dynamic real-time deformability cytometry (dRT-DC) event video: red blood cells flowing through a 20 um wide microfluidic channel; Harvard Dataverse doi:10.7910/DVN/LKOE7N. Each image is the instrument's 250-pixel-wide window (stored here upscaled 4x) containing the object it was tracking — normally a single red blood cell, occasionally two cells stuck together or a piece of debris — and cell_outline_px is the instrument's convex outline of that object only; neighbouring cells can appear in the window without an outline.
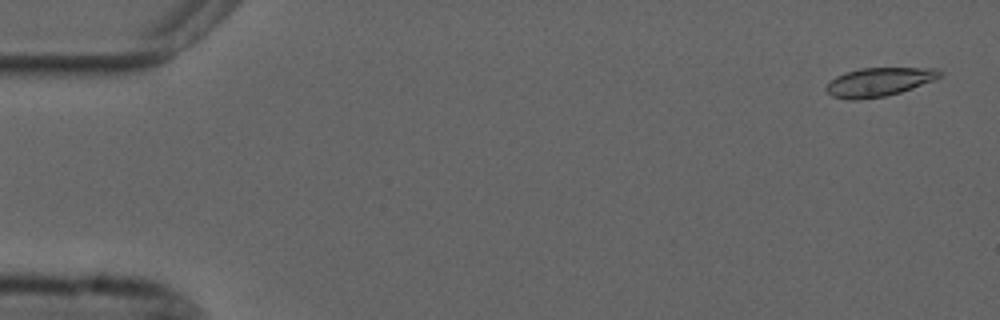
{"species": "common noctule bat (a hibernating species)", "species_latin": "Nyctalus noctula", "temperature_condition": "cold", "stored_images_in_passage": 12, "camera_frame_rate_fps": 3000, "um_per_image_px": 0.085, "animal": {"sex": "male", "forearm_length_mm": 52.5}, "frame": {"image": 1, "passage_image": 2, "time_ms": 0.333, "image_size_px": [1000, 320], "cell_outline_px": [[944, 72], [940, 76], [932, 80], [912, 88], [900, 92], [884, 96], [856, 100], [848, 100], [832, 96], [824, 88], [836, 76], [844, 72], [860, 68], [936, 68]], "centroid_in_image_um": [74.68, 6.96], "position_along_channel_um": 10.3, "area_um2": 18.84}}